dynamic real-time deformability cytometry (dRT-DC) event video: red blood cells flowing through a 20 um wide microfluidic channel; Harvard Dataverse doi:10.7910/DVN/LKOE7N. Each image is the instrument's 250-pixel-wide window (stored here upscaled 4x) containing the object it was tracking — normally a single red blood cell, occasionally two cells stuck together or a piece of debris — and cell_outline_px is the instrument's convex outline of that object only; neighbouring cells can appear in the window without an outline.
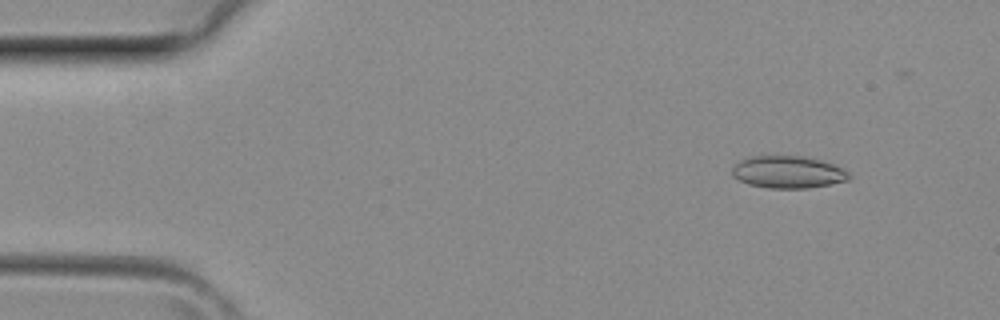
{"species": "common noctule bat (a hibernating species)", "species_latin": "Nyctalus noctula", "temperature_condition": "room temperature", "stored_images_in_passage": 21, "camera_frame_rate_fps": 3000, "um_per_image_px": 0.085, "animal": {"sex": "female", "body_mass_g": 29.2, "forearm_length_mm": 56.3}, "frame": {"image": 1, "passage_image": 2, "time_ms": 0.333, "image_size_px": [1000, 320], "cell_outline_px": [[852, 176], [848, 180], [808, 188], [768, 188], [748, 184], [732, 176], [732, 168], [740, 160], [748, 156], [804, 156], [820, 160], [832, 164], [848, 172]], "centroid_in_image_um": [66.95, 14.62], "position_along_channel_um": 18.1, "area_um2": 21.85}}
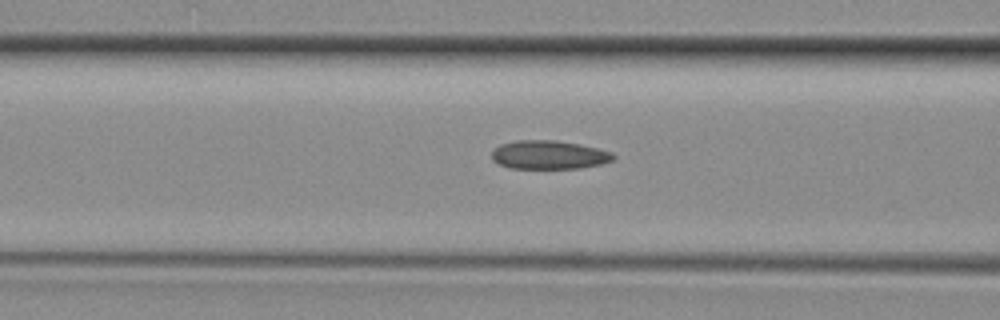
{"frame": {"image": 2, "passage_image": 13, "time_ms": 4.0, "image_size_px": [1000, 320], "cell_outline_px": [[616, 156], [612, 160], [600, 164], [580, 168], [508, 168], [492, 160], [492, 148], [500, 144], [516, 140], [556, 140], [580, 144], [612, 152]], "centroid_in_image_um": [46.62, 13.15], "position_along_channel_um": 120.0, "area_um2": 20.35}}
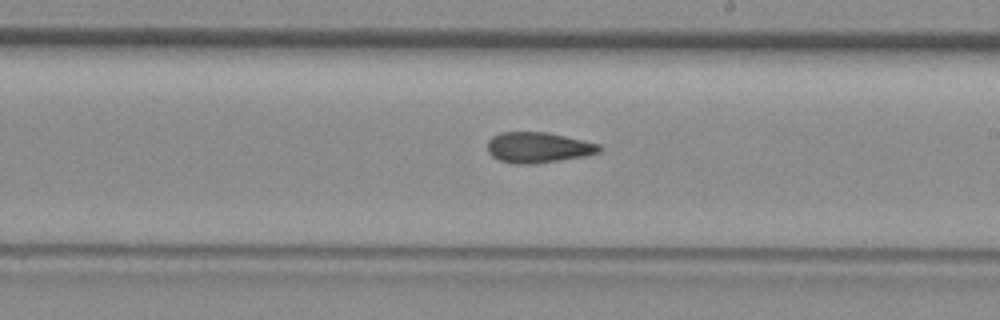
{"frame": {"image": 3, "passage_image": 20, "time_ms": 6.333, "image_size_px": [1000, 320], "cell_outline_px": [[604, 148], [600, 152], [584, 156], [528, 164], [516, 164], [500, 160], [492, 156], [488, 152], [488, 140], [492, 136], [500, 132], [548, 132], [600, 144]], "centroid_in_image_um": [45.75, 12.52], "position_along_channel_um": 243.3, "area_um2": 19.83}}